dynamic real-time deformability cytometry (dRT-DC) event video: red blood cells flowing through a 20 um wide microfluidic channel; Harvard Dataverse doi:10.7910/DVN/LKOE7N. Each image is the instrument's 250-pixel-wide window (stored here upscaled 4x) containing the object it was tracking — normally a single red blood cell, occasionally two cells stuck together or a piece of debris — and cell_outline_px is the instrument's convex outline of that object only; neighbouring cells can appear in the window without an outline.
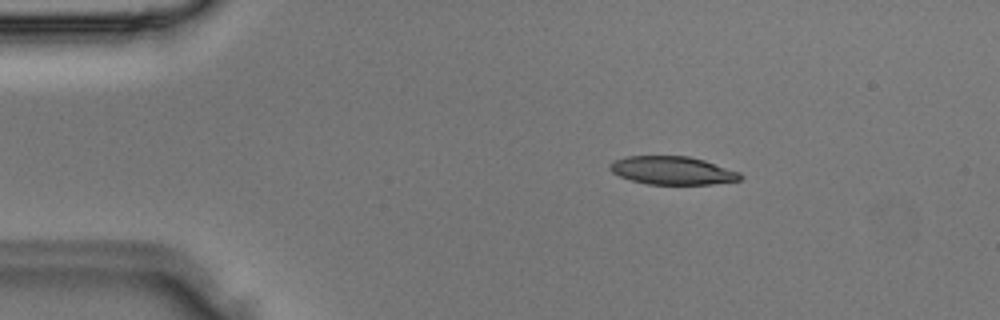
{"species": "Egyptian fruit bat (a non-hibernating species)", "species_latin": "Rousettus aegyptiacus", "temperature_condition": "room temperature", "stored_images_in_passage": 2, "camera_frame_rate_fps": 3000, "um_per_image_px": 0.085, "animal": {"sex": "male"}, "frame": {"image": 1, "passage_image": 1, "time_ms": 0.0, "image_size_px": [1000, 320], "cell_outline_px": [[744, 176], [740, 180], [712, 184], [648, 184], [632, 180], [620, 176], [612, 172], [608, 168], [608, 164], [612, 160], [624, 156], [688, 156], [704, 160], [740, 172]], "centroid_in_image_um": [57.13, 14.48], "position_along_channel_um": 27.9, "area_um2": 21.5}}